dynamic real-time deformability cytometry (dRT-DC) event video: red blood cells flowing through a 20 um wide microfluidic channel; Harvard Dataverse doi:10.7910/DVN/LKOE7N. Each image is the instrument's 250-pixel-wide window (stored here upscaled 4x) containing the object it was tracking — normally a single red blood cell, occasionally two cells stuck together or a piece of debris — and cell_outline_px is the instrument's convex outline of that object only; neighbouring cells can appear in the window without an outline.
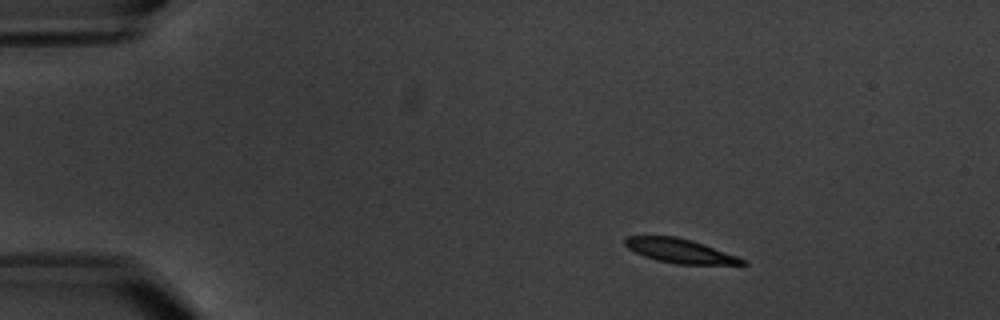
{"species": "common noctule bat (a hibernating species)", "species_latin": "Nyctalus noctula", "temperature_condition": "warm", "stored_images_in_passage": 8, "camera_frame_rate_fps": 3000, "um_per_image_px": 0.085, "animal": {"sex": "male", "body_mass_g": 20.1, "forearm_length_mm": 53.5}, "frame": {"image": 1, "passage_image": 1, "time_ms": 0.0, "image_size_px": [1000, 320], "cell_outline_px": [[748, 264], [676, 264], [656, 260], [644, 256], [628, 248], [624, 244], [624, 236], [676, 236], [692, 240], [704, 244], [748, 260]], "centroid_in_image_um": [57.79, 21.32], "position_along_channel_um": 27.2, "area_um2": 16.53}}
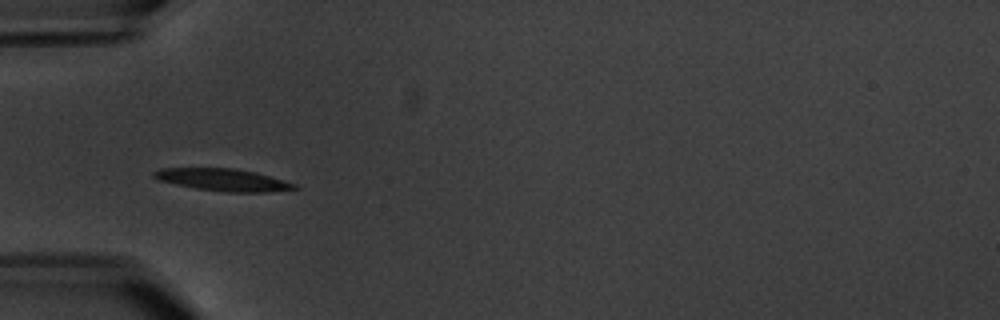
{"frame": {"image": 2, "passage_image": 4, "time_ms": 3.333, "image_size_px": [1000, 320], "cell_outline_px": [[300, 188], [268, 192], [224, 192], [196, 188], [156, 180], [152, 176], [152, 172], [160, 168], [236, 168], [256, 172], [284, 180], [296, 184]], "centroid_in_image_um": [18.94, 15.28], "position_along_channel_um": 66.1, "area_um2": 18.32}}
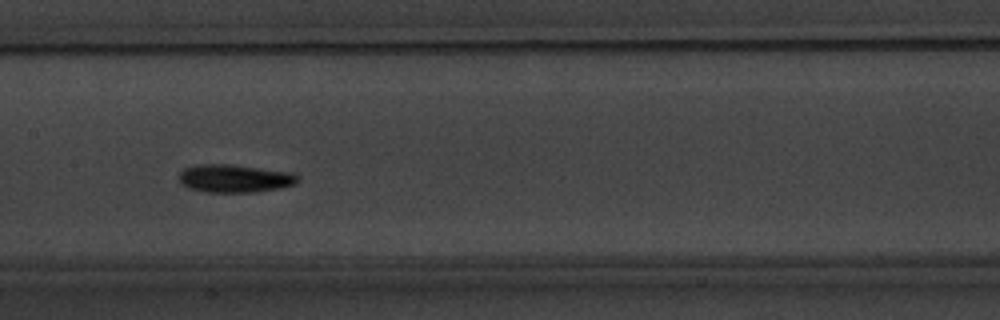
{"frame": {"image": 3, "passage_image": 7, "time_ms": 7.0, "image_size_px": [1000, 320], "cell_outline_px": [[300, 180], [296, 184], [280, 188], [256, 192], [208, 192], [188, 188], [180, 184], [176, 176], [184, 168], [196, 164], [232, 164], [296, 172], [300, 176]], "centroid_in_image_um": [19.97, 15.15], "position_along_channel_um": 187.4, "area_um2": 20.0}}